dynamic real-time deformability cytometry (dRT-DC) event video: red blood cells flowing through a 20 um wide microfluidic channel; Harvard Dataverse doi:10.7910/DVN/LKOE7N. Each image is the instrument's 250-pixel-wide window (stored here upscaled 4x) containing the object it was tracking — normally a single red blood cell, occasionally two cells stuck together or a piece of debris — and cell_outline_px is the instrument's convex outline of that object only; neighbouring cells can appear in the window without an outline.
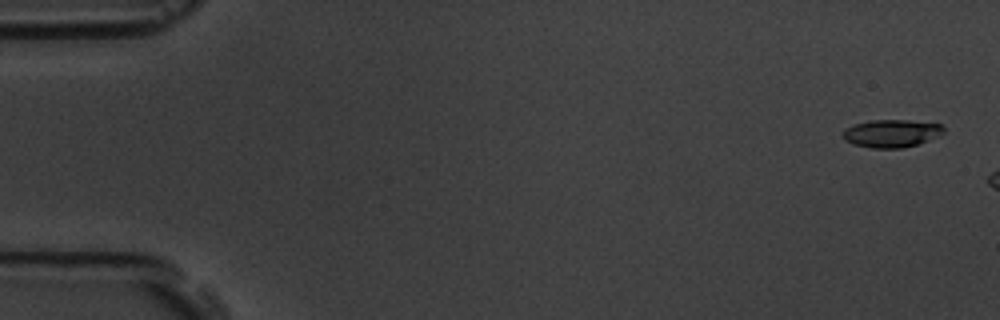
{"species": "common noctule bat (a hibernating species)", "species_latin": "Nyctalus noctula", "temperature_condition": "room temperature", "stored_images_in_passage": 3, "camera_frame_rate_fps": 3000, "um_per_image_px": 0.085, "animal": {"sex": "male", "body_mass_g": 19.5, "forearm_length_mm": 54.6}, "frame": {"image": 1, "passage_image": 1, "time_ms": 0.0, "image_size_px": [1000, 320], "cell_outline_px": [[944, 132], [940, 136], [904, 148], [872, 148], [856, 144], [844, 140], [840, 136], [848, 128], [856, 124], [872, 120], [908, 120], [940, 124], [944, 128]], "centroid_in_image_um": [75.8, 11.34], "position_along_channel_um": 9.2, "area_um2": 16.13}}